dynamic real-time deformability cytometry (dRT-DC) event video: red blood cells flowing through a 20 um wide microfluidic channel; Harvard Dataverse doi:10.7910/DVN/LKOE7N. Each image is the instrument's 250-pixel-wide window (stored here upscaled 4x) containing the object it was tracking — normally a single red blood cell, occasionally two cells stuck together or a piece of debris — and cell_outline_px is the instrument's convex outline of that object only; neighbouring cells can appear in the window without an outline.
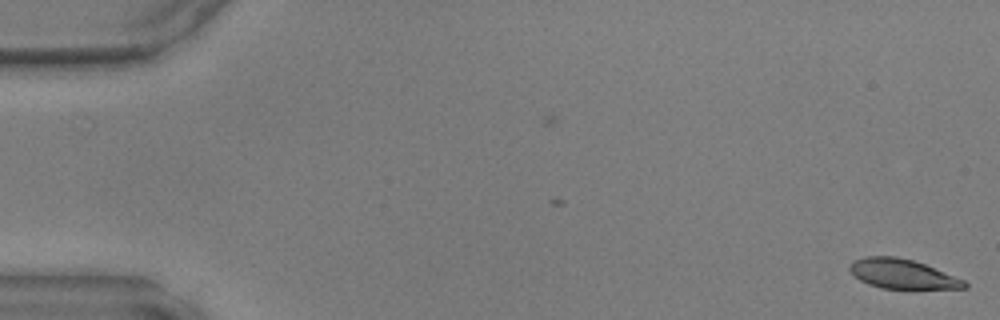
{"species": "common noctule bat (a hibernating species)", "species_latin": "Nyctalus noctula", "temperature_condition": "warm", "stored_images_in_passage": 4, "camera_frame_rate_fps": 3000, "um_per_image_px": 0.085, "animal": {"sex": "male", "body_mass_g": 17.9, "forearm_length_mm": 54.2}, "frame": {"image": 1, "passage_image": 4, "time_ms": 1.0, "image_size_px": [1000, 320], "cell_outline_px": [[968, 288], [880, 288], [868, 284], [860, 280], [848, 268], [852, 260], [864, 256], [896, 256], [912, 260], [924, 264], [964, 280], [968, 284]], "centroid_in_image_um": [76.66, 23.27], "position_along_channel_um": 8.3, "area_um2": 19.48}}